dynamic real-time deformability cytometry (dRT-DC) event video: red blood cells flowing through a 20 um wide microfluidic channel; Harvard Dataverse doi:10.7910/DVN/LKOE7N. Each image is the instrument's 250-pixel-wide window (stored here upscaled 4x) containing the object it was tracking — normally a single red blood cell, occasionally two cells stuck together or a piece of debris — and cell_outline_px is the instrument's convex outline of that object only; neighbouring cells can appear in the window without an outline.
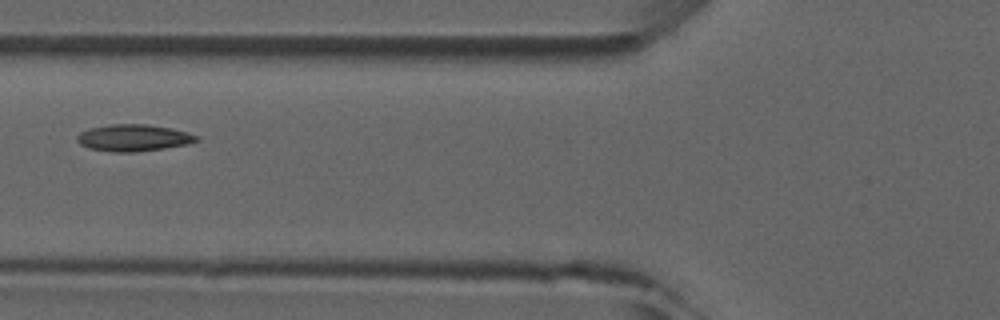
{"species": "common noctule bat (a hibernating species)", "species_latin": "Nyctalus noctula", "temperature_condition": "room temperature", "stored_images_in_passage": 6, "camera_frame_rate_fps": 3000, "um_per_image_px": 0.085, "animal": {"sex": "male", "forearm_length_mm": 52.5}, "frame": {"image": 1, "passage_image": 5, "time_ms": 5.333, "image_size_px": [1000, 320], "cell_outline_px": [[200, 140], [188, 144], [164, 148], [136, 152], [112, 152], [88, 148], [80, 144], [76, 140], [76, 136], [80, 132], [92, 128], [112, 124], [148, 124], [188, 132], [200, 136]], "centroid_in_image_um": [11.36, 11.72], "position_along_channel_um": 114.4, "area_um2": 18.67}}
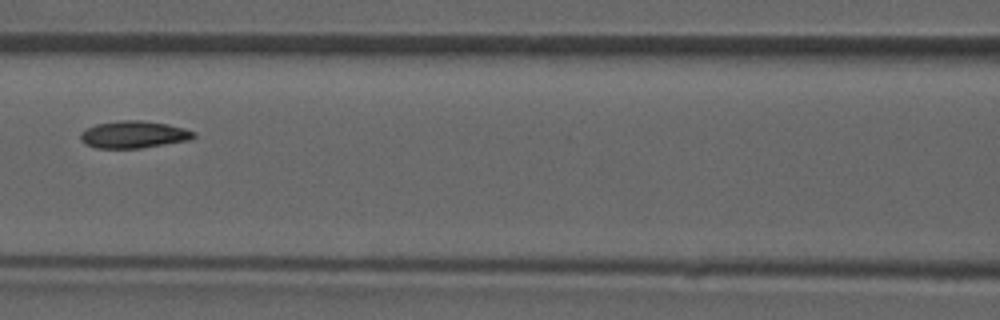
{"frame": {"image": 2, "passage_image": 6, "time_ms": 6.333, "image_size_px": [1000, 320], "cell_outline_px": [[196, 136], [192, 140], [140, 148], [96, 148], [84, 144], [80, 140], [80, 132], [96, 124], [120, 120], [140, 120], [168, 124], [184, 128], [196, 132]], "centroid_in_image_um": [11.38, 11.44], "position_along_channel_um": 155.2, "area_um2": 18.09}}